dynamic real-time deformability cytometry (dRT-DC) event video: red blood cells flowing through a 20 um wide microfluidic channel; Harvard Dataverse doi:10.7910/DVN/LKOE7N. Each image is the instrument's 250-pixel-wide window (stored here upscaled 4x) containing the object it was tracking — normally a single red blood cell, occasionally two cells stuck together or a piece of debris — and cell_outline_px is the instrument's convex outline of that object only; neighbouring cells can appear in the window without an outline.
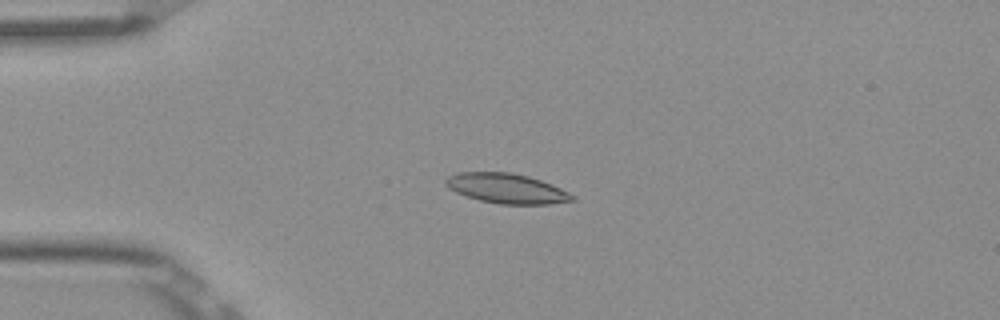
{"species": "Egyptian fruit bat (a non-hibernating species)", "species_latin": "Rousettus aegyptiacus", "temperature_condition": "room temperature", "stored_images_in_passage": 8, "camera_frame_rate_fps": 3000, "um_per_image_px": 0.085, "frame": {"image": 1, "passage_image": 4, "time_ms": 1.0, "image_size_px": [1000, 320], "cell_outline_px": [[576, 200], [548, 204], [500, 204], [480, 200], [456, 192], [448, 188], [444, 184], [444, 180], [448, 176], [456, 172], [508, 172], [528, 176], [552, 184], [576, 196]], "centroid_in_image_um": [43.05, 16.01], "position_along_channel_um": 41.9, "area_um2": 22.02}}
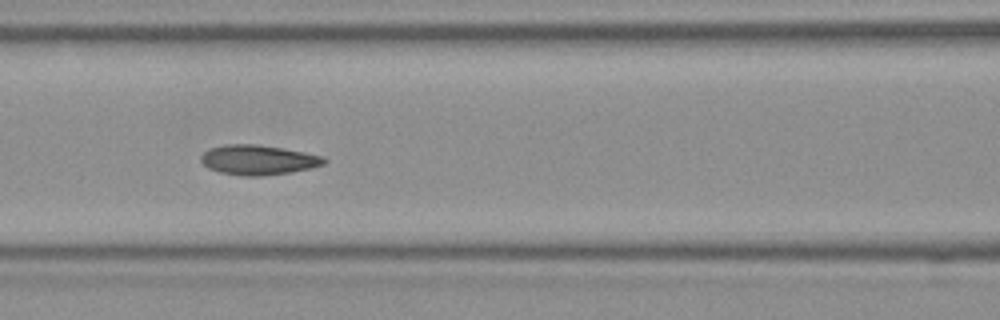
{"frame": {"image": 2, "passage_image": 7, "time_ms": 2.0, "image_size_px": [1000, 320], "cell_outline_px": [[328, 160], [324, 164], [312, 168], [292, 172], [260, 176], [244, 176], [220, 172], [208, 168], [200, 160], [200, 156], [208, 148], [224, 144], [256, 144], [304, 152], [324, 156]], "centroid_in_image_um": [21.94, 13.59], "position_along_channel_um": 144.7, "area_um2": 21.5}}
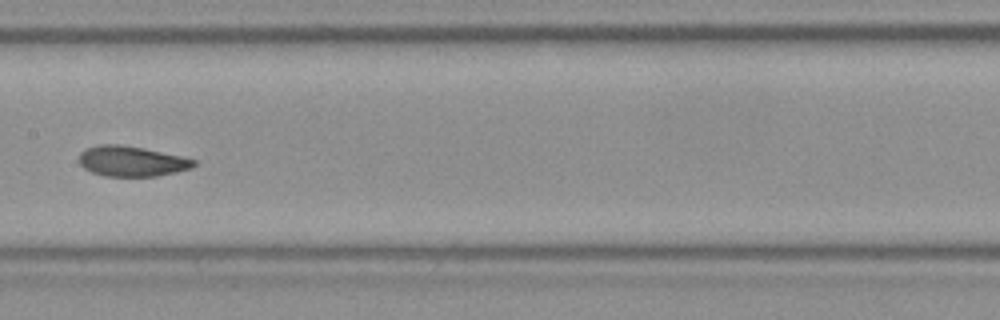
{"frame": {"image": 3, "passage_image": 8, "time_ms": 2.333, "image_size_px": [1000, 320], "cell_outline_px": [[196, 164], [192, 168], [176, 172], [156, 176], [104, 176], [92, 172], [84, 168], [80, 164], [80, 152], [84, 148], [100, 144], [120, 144], [144, 148], [184, 156], [196, 160]], "centroid_in_image_um": [11.2, 13.69], "position_along_channel_um": 196.2, "area_um2": 20.46}}